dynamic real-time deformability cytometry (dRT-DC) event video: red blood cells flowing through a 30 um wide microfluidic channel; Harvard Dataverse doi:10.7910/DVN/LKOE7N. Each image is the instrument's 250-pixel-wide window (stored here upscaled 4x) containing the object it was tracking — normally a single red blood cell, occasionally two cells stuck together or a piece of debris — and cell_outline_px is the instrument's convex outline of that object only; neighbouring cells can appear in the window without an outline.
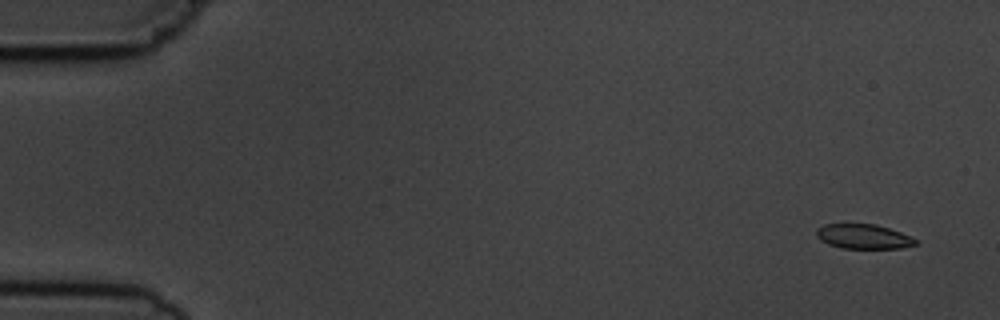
{"species": "common noctule bat (a hibernating species)", "species_latin": "Nyctalus noctula", "temperature_condition": "cold", "stored_images_in_passage": 6, "camera_frame_rate_fps": 3000, "um_per_image_px": 0.085, "animal": {"sex": "male", "body_mass_g": 19.5, "forearm_length_mm": 54.6}, "frame": {"image": 1, "passage_image": 1, "time_ms": 0.0, "image_size_px": [1000, 320], "cell_outline_px": [[920, 244], [900, 248], [840, 248], [828, 244], [820, 240], [816, 236], [816, 228], [824, 224], [876, 224], [900, 232], [916, 240]], "centroid_in_image_um": [73.36, 20.1], "position_along_channel_um": 11.6, "area_um2": 14.22}}
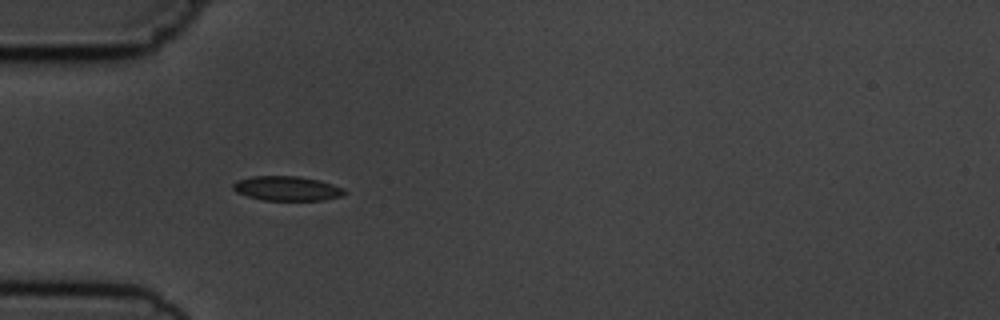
{"frame": {"image": 2, "passage_image": 5, "time_ms": 4.667, "image_size_px": [1000, 320], "cell_outline_px": [[348, 192], [344, 196], [324, 200], [264, 200], [248, 196], [236, 192], [232, 188], [232, 184], [236, 180], [252, 176], [296, 176], [320, 180], [344, 188]], "centroid_in_image_um": [24.42, 16.02], "position_along_channel_um": 60.6, "area_um2": 16.07}}
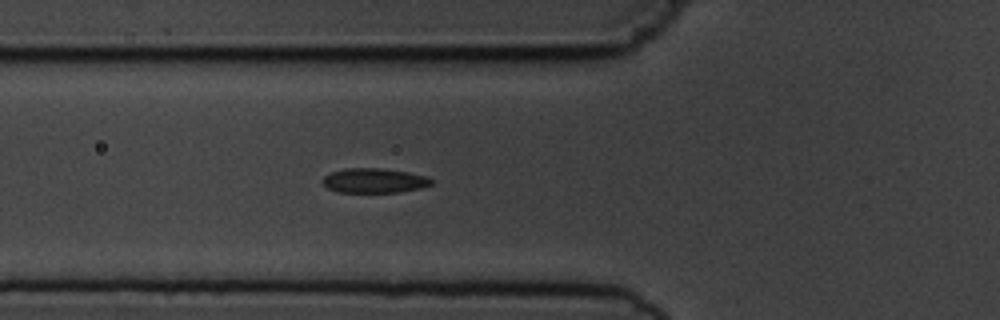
{"frame": {"image": 3, "passage_image": 6, "time_ms": 5.667, "image_size_px": [1000, 320], "cell_outline_px": [[432, 184], [420, 188], [400, 192], [340, 192], [328, 188], [320, 180], [324, 176], [332, 172], [344, 168], [380, 168], [408, 172], [428, 176], [432, 180]], "centroid_in_image_um": [31.81, 15.34], "position_along_channel_um": 94.0, "area_um2": 15.61}}